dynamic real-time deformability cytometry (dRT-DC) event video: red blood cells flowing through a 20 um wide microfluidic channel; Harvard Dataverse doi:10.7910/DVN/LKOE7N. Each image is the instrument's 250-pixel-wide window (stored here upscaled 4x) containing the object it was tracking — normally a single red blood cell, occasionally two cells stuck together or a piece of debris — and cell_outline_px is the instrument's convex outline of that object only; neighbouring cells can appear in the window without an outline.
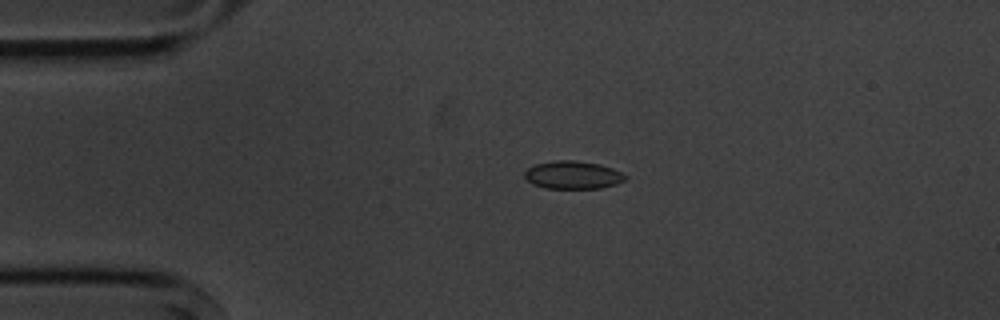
{"species": "common noctule bat (a hibernating species)", "species_latin": "Nyctalus noctula", "temperature_condition": "cold", "stored_images_in_passage": 4, "camera_frame_rate_fps": 3000, "um_per_image_px": 0.085, "animal": {"sex": "male", "body_mass_g": 20.1, "forearm_length_mm": 53.5}, "frame": {"image": 1, "passage_image": 3, "time_ms": 2.333, "image_size_px": [1000, 320], "cell_outline_px": [[628, 176], [624, 180], [616, 184], [600, 188], [544, 188], [532, 184], [524, 176], [524, 172], [528, 168], [536, 164], [556, 160], [576, 160], [600, 164], [612, 168]], "centroid_in_image_um": [48.69, 14.87], "position_along_channel_um": 36.3, "area_um2": 16.36}}